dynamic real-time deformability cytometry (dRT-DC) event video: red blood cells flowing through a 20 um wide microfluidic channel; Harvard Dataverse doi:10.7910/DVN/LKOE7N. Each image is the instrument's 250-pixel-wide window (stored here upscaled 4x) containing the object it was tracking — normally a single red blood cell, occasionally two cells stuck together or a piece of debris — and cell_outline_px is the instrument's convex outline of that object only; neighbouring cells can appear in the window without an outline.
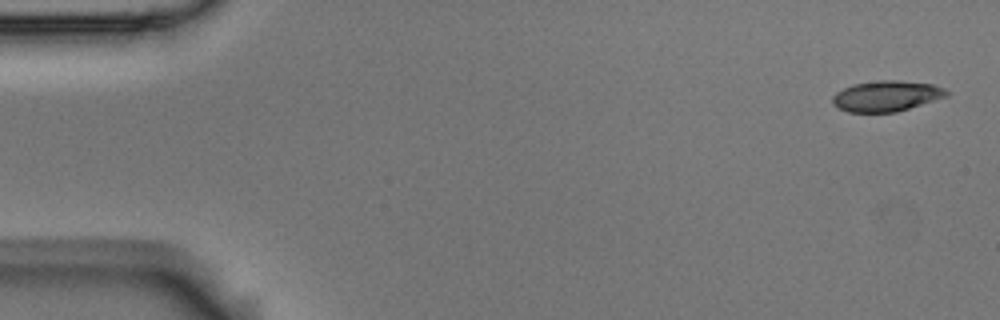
{"species": "Egyptian fruit bat (a non-hibernating species)", "species_latin": "Rousettus aegyptiacus", "temperature_condition": "room temperature", "stored_images_in_passage": 5, "camera_frame_rate_fps": 3000, "um_per_image_px": 0.085, "animal": {"sex": "male"}, "frame": {"image": 1, "passage_image": 1, "time_ms": 0.0, "image_size_px": [1000, 320], "cell_outline_px": [[948, 96], [896, 112], [848, 112], [832, 104], [832, 96], [836, 92], [844, 88], [856, 84], [880, 80], [896, 80], [932, 84], [944, 88], [948, 92]], "centroid_in_image_um": [75.34, 8.16], "position_along_channel_um": 9.7, "area_um2": 20.17}}
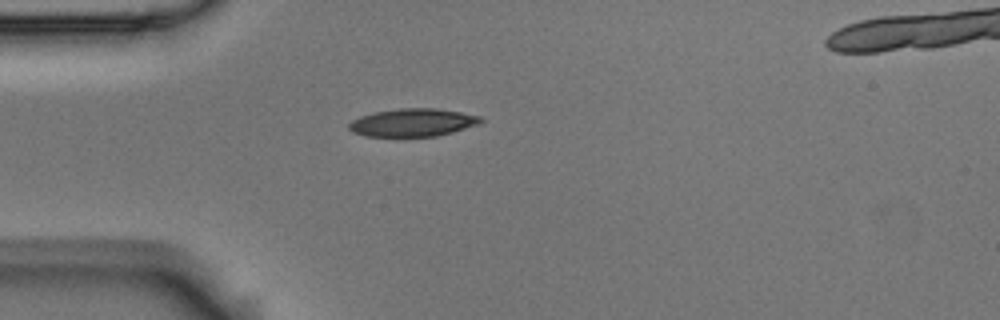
{"frame": {"image": 2, "passage_image": 4, "time_ms": 1.0, "image_size_px": [1000, 320], "cell_outline_px": [[484, 120], [480, 124], [452, 132], [436, 136], [364, 136], [352, 132], [348, 128], [348, 124], [352, 120], [360, 116], [376, 112], [400, 108], [436, 108], [460, 112], [480, 116]], "centroid_in_image_um": [35.08, 10.41], "position_along_channel_um": 49.9, "area_um2": 21.39}}